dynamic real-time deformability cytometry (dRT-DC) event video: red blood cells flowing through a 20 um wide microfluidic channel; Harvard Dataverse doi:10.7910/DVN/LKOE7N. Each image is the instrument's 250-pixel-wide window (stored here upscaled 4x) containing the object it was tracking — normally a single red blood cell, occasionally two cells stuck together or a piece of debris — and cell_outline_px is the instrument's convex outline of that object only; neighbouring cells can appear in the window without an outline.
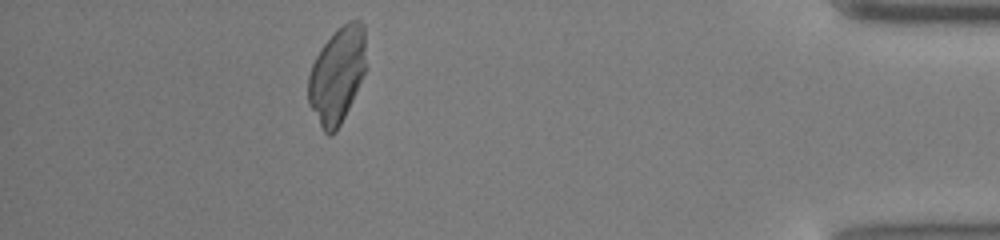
{"species": "common noctule bat (a hibernating species)", "species_latin": "Nyctalus noctula", "temperature_condition": "cold", "stored_images_in_passage": 43, "camera_frame_rate_fps": 3000, "um_per_image_px": 0.085, "animal": {"sex": "male", "body_mass_g": 13.0, "forearm_length_mm": 53.1}, "frame": {"image": 1, "passage_image": 38, "time_ms": 12.333, "image_size_px": [1000, 240], "cell_outline_px": [[364, 72], [352, 100], [336, 132], [328, 136], [324, 132], [308, 100], [308, 76], [312, 64], [320, 48], [348, 20], [360, 20], [364, 24]], "centroid_in_image_um": [28.64, 6.38], "position_along_channel_um": 406.6, "area_um2": 31.39}}